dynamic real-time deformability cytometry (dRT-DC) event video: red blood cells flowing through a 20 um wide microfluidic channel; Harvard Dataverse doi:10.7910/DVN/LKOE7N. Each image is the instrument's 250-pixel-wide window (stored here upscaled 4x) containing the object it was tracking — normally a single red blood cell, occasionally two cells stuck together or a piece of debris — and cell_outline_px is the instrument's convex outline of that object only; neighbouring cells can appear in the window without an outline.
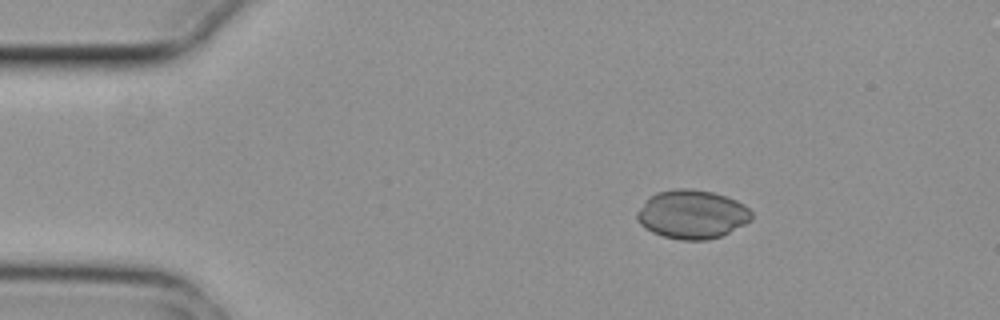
{"species": "common noctule bat (a hibernating species)", "species_latin": "Nyctalus noctula", "temperature_condition": "cold", "stored_images_in_passage": 3, "camera_frame_rate_fps": 3000, "um_per_image_px": 0.085, "animal": {"sex": "female", "body_mass_g": 29.2, "forearm_length_mm": 56.3}, "frame": {"image": 1, "passage_image": 1, "time_ms": 0.0, "image_size_px": [1000, 320], "cell_outline_px": [[752, 220], [720, 236], [708, 240], [680, 240], [664, 236], [652, 232], [644, 228], [636, 220], [636, 212], [656, 192], [676, 188], [692, 188], [712, 192], [736, 200], [744, 204], [752, 212]], "centroid_in_image_um": [58.82, 18.22], "position_along_channel_um": 26.2, "area_um2": 32.43}}